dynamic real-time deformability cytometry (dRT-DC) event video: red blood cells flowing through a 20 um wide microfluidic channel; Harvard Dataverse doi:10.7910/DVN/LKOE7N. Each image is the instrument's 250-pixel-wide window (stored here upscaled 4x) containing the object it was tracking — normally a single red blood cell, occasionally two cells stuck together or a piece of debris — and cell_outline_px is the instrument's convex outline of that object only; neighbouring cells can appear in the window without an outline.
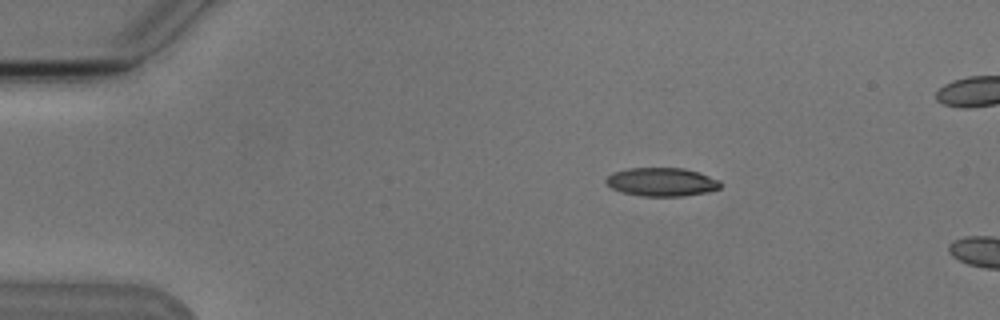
{"species": "Egyptian fruit bat (a non-hibernating species)", "species_latin": "Rousettus aegyptiacus", "temperature_condition": "cold", "stored_images_in_passage": 5, "camera_frame_rate_fps": 3000, "um_per_image_px": 0.085, "animal": {"sex": "male"}, "frame": {"image": 1, "passage_image": 3, "time_ms": 2.667, "image_size_px": [1000, 320], "cell_outline_px": [[724, 184], [720, 188], [708, 192], [684, 196], [640, 196], [620, 192], [612, 188], [604, 180], [612, 172], [628, 168], [684, 168], [720, 180]], "centroid_in_image_um": [56.24, 15.47], "position_along_channel_um": 28.8, "area_um2": 19.13}}